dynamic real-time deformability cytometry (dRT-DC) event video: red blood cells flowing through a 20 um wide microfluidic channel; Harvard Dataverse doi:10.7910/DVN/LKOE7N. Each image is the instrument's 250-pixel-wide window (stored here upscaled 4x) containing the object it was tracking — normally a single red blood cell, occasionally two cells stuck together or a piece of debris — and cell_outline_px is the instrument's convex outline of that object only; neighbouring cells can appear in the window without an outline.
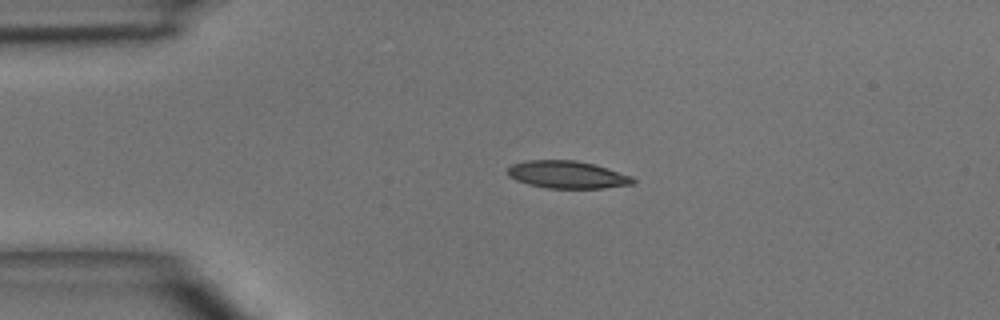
{"species": "common noctule bat (a hibernating species)", "species_latin": "Nyctalus noctula", "temperature_condition": "room temperature", "stored_images_in_passage": 5, "camera_frame_rate_fps": 3000, "um_per_image_px": 0.085, "animal": {"sex": "male", "body_mass_g": 15.6}, "frame": {"image": 1, "passage_image": 2, "time_ms": 2.0, "image_size_px": [1000, 320], "cell_outline_px": [[636, 180], [632, 184], [604, 188], [548, 188], [528, 184], [516, 180], [508, 176], [508, 168], [512, 164], [528, 160], [576, 160], [596, 164], [632, 176]], "centroid_in_image_um": [48.23, 14.84], "position_along_channel_um": 36.8, "area_um2": 20.11}}
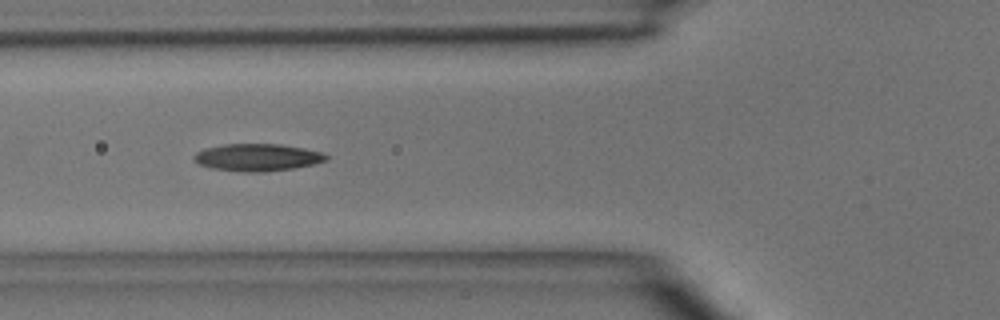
{"frame": {"image": 2, "passage_image": 4, "time_ms": 4.333, "image_size_px": [1000, 320], "cell_outline_px": [[328, 160], [312, 164], [292, 168], [264, 172], [244, 172], [212, 168], [200, 164], [192, 156], [196, 152], [204, 148], [224, 144], [280, 144], [304, 148], [320, 152], [328, 156]], "centroid_in_image_um": [21.86, 13.37], "position_along_channel_um": 103.9, "area_um2": 20.87}}